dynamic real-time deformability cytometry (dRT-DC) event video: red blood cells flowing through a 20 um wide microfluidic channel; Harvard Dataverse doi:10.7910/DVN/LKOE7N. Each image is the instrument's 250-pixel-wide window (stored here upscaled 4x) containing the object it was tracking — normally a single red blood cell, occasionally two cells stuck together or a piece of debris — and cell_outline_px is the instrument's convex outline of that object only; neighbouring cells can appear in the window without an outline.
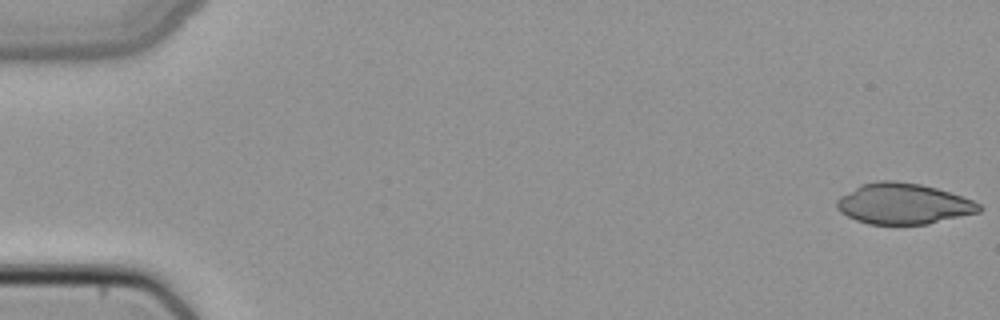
{"species": "common noctule bat (a hibernating species)", "species_latin": "Nyctalus noctula", "temperature_condition": "cold", "stored_images_in_passage": 10, "camera_frame_rate_fps": 3000, "um_per_image_px": 0.085, "animal": {"sex": "female", "body_mass_g": 22.7, "forearm_length_mm": 54.2}, "frame": {"image": 1, "passage_image": 1, "time_ms": 0.0, "image_size_px": [1000, 320], "cell_outline_px": [[984, 208], [980, 212], [928, 224], [868, 224], [856, 220], [840, 212], [836, 208], [836, 200], [840, 196], [860, 184], [880, 180], [892, 180], [920, 184], [936, 188], [972, 200], [980, 204]], "centroid_in_image_um": [76.77, 17.32], "position_along_channel_um": 8.2, "area_um2": 33.87}}